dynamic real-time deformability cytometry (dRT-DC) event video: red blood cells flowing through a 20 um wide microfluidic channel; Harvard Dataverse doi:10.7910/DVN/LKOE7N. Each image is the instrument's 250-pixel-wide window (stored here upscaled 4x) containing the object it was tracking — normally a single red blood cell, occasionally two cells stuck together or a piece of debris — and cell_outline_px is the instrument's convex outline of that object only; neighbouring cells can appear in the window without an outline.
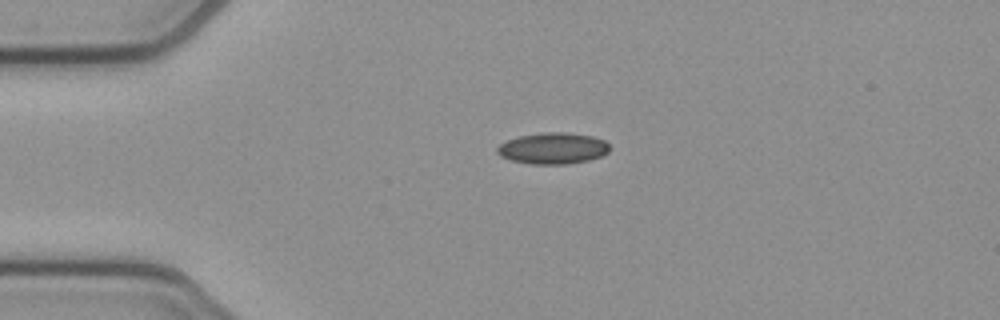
{"species": "common noctule bat (a hibernating species)", "species_latin": "Nyctalus noctula", "temperature_condition": "cold", "stored_images_in_passage": 42, "camera_frame_rate_fps": 3000, "um_per_image_px": 0.085, "animal": {"sex": "female", "body_mass_g": 21.9}, "frame": {"image": 1, "passage_image": 1, "time_ms": 0.0, "image_size_px": [1000, 320], "cell_outline_px": [[608, 152], [600, 156], [588, 160], [568, 164], [528, 164], [512, 160], [500, 156], [496, 152], [496, 148], [500, 144], [508, 140], [520, 136], [544, 132], [568, 132], [592, 136], [604, 140], [608, 144]], "centroid_in_image_um": [46.98, 12.61], "position_along_channel_um": 38.0, "area_um2": 20.46}}
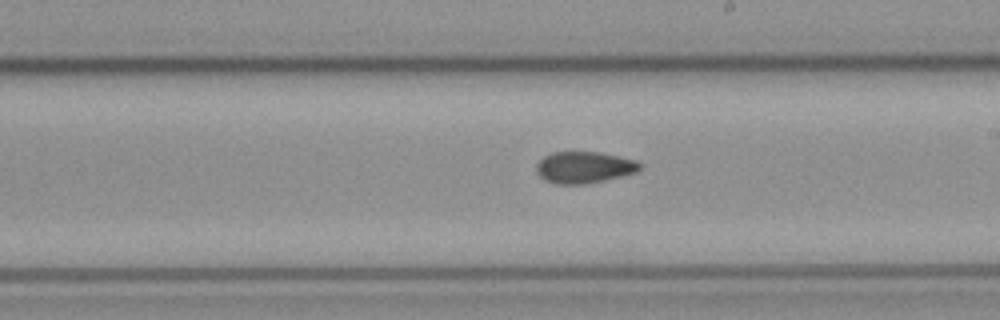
{"frame": {"image": 2, "passage_image": 19, "time_ms": 6.0, "image_size_px": [1000, 320], "cell_outline_px": [[640, 168], [636, 172], [604, 180], [584, 184], [556, 184], [544, 180], [536, 172], [536, 164], [544, 156], [552, 152], [600, 152], [636, 160], [640, 164]], "centroid_in_image_um": [49.61, 14.22], "position_along_channel_um": 239.4, "area_um2": 18.96}}
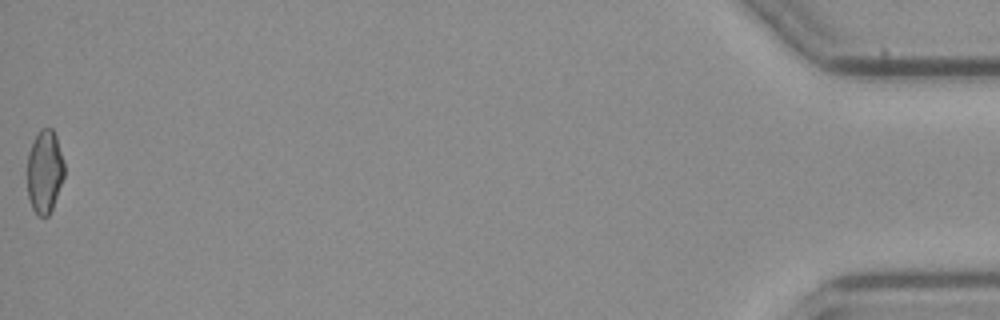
{"frame": {"image": 3, "passage_image": 42, "time_ms": 13.667, "image_size_px": [1000, 320], "cell_outline_px": [[64, 176], [52, 208], [48, 216], [36, 216], [32, 208], [28, 196], [28, 152], [40, 128], [52, 128], [56, 136], [64, 160]], "centroid_in_image_um": [3.8, 14.59], "position_along_channel_um": 431.4, "area_um2": 17.86}, "authors_computed_cell_mechanics": {"area_um2": 19.2763, "velocity_mm_per_s": 3.862, "shape_relaxation_time_tau1_ms": null, "shape_relaxation_time_tau2_ms": 4.9449, "deformation_change_tau1": null, "deformation_change_tau2": 0.0984}}